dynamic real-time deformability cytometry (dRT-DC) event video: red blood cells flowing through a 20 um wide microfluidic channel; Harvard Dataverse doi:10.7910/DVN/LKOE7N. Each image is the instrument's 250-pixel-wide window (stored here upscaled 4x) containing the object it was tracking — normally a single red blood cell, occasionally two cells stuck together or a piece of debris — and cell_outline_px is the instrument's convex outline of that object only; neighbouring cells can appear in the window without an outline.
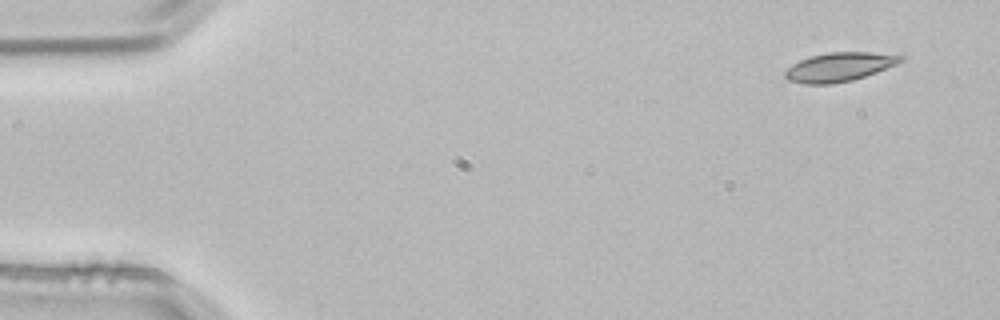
{"species": "common noctule bat (a hibernating species)", "species_latin": "Nyctalus noctula", "temperature_condition": "room temperature", "stored_images_in_passage": 3, "camera_frame_rate_fps": 3000, "um_per_image_px": 0.085, "animal": {"sex": "male", "body_mass_g": 21.5, "forearm_length_mm": 52.0}, "frame": {"image": 1, "passage_image": 1, "time_ms": 0.0, "image_size_px": [1000, 320], "cell_outline_px": [[904, 60], [896, 64], [876, 72], [852, 80], [832, 84], [804, 84], [788, 80], [784, 76], [784, 72], [792, 64], [800, 60], [812, 56], [828, 52], [872, 52], [904, 56]], "centroid_in_image_um": [71.32, 5.69], "position_along_channel_um": 13.7, "area_um2": 19.36}}
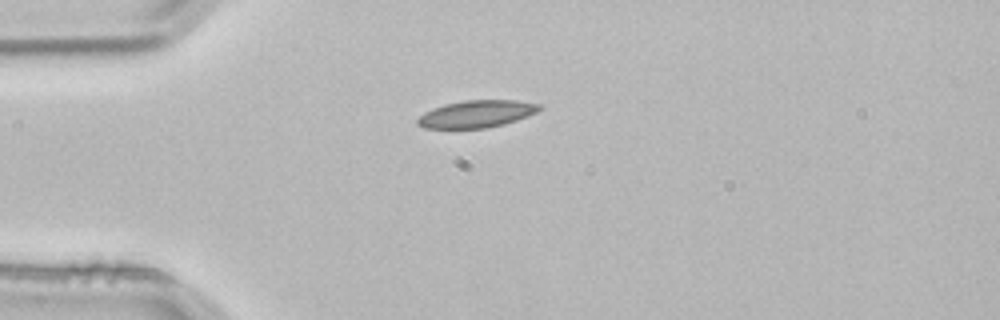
{"frame": {"image": 2, "passage_image": 3, "time_ms": 0.667, "image_size_px": [1000, 320], "cell_outline_px": [[544, 108], [528, 116], [504, 124], [488, 128], [424, 128], [416, 124], [416, 120], [424, 112], [432, 108], [444, 104], [464, 100], [516, 100], [540, 104]], "centroid_in_image_um": [40.51, 9.68], "position_along_channel_um": 44.5, "area_um2": 19.48}}